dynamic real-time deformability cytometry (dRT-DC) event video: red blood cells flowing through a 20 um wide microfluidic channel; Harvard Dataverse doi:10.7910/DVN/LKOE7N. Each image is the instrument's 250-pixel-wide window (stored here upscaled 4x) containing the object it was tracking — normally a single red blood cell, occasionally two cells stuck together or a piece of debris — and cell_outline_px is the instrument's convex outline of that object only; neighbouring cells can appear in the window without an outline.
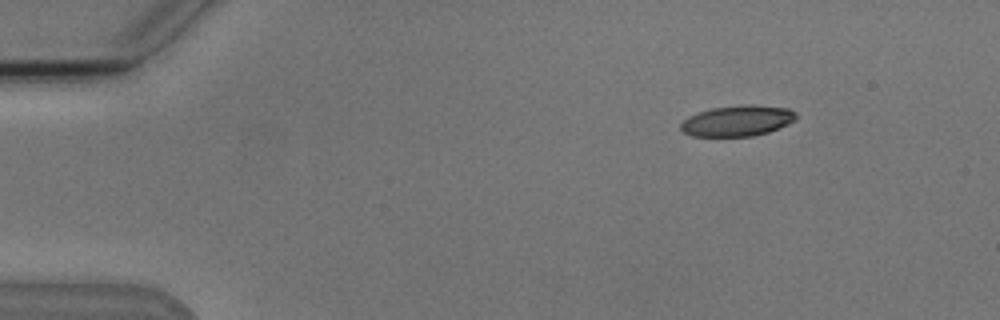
{"species": "Egyptian fruit bat (a non-hibernating species)", "species_latin": "Rousettus aegyptiacus", "temperature_condition": "cold", "stored_images_in_passage": 4, "camera_frame_rate_fps": 3000, "um_per_image_px": 0.085, "animal": {"sex": "male"}, "frame": {"image": 1, "passage_image": 4, "time_ms": 4.333, "image_size_px": [1000, 320], "cell_outline_px": [[796, 116], [788, 124], [768, 132], [752, 136], [692, 136], [684, 132], [680, 128], [680, 124], [688, 116], [712, 108], [744, 104], [752, 104], [788, 108], [796, 112]], "centroid_in_image_um": [62.67, 10.26], "position_along_channel_um": 22.3, "area_um2": 20.58}}